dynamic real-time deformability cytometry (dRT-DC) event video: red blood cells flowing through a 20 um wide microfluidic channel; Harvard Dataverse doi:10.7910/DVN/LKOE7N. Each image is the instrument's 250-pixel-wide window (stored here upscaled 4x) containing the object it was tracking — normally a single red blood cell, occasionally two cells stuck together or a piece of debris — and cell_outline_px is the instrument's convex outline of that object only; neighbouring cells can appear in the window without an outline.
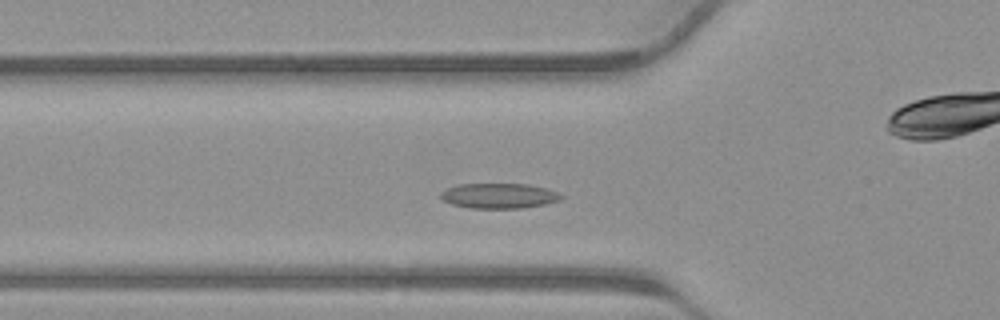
{"species": "common noctule bat (a hibernating species)", "species_latin": "Nyctalus noctula", "temperature_condition": "warm", "stored_images_in_passage": 26, "camera_frame_rate_fps": 3000, "um_per_image_px": 0.085, "animal": {"sex": "male", "body_mass_g": 23.1, "forearm_length_mm": 52.7}, "frame": {"image": 1, "passage_image": 8, "time_ms": 2.333, "image_size_px": [1000, 320], "cell_outline_px": [[556, 196], [552, 200], [540, 204], [508, 208], [480, 208], [456, 204], [448, 200], [444, 196], [452, 188], [468, 184], [516, 184], [540, 188]], "centroid_in_image_um": [42.33, 16.64], "position_along_channel_um": 83.5, "area_um2": 15.2}}
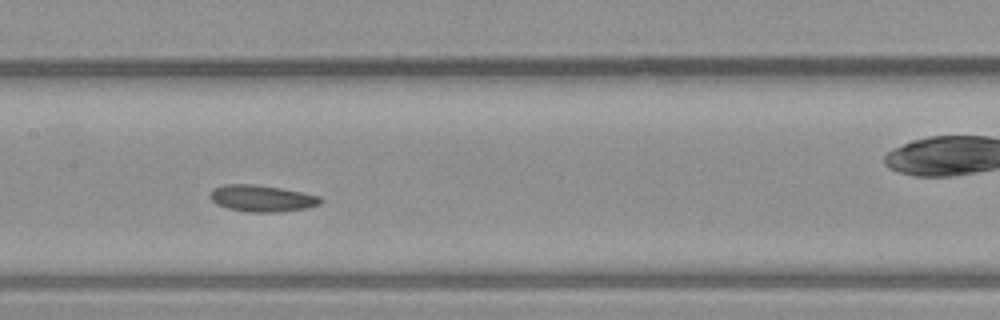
{"frame": {"image": 2, "passage_image": 14, "time_ms": 4.333, "image_size_px": [1000, 320], "cell_outline_px": [[320, 200], [316, 204], [296, 208], [232, 208], [220, 204], [212, 196], [212, 192], [216, 188], [276, 188], [316, 196]], "centroid_in_image_um": [22.31, 16.85], "position_along_channel_um": 185.1, "area_um2": 13.01}}
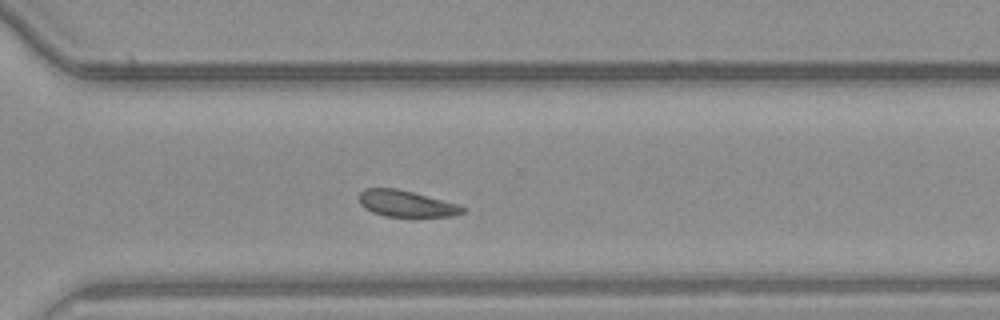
{"frame": {"image": 3, "passage_image": 23, "time_ms": 7.333, "image_size_px": [1000, 320], "cell_outline_px": [[464, 208], [460, 212], [444, 216], [392, 216], [376, 212], [368, 208], [360, 200], [360, 196], [368, 188], [392, 188], [424, 196], [452, 204]], "centroid_in_image_um": [34.47, 17.31], "position_along_channel_um": 336.1, "area_um2": 14.22}}